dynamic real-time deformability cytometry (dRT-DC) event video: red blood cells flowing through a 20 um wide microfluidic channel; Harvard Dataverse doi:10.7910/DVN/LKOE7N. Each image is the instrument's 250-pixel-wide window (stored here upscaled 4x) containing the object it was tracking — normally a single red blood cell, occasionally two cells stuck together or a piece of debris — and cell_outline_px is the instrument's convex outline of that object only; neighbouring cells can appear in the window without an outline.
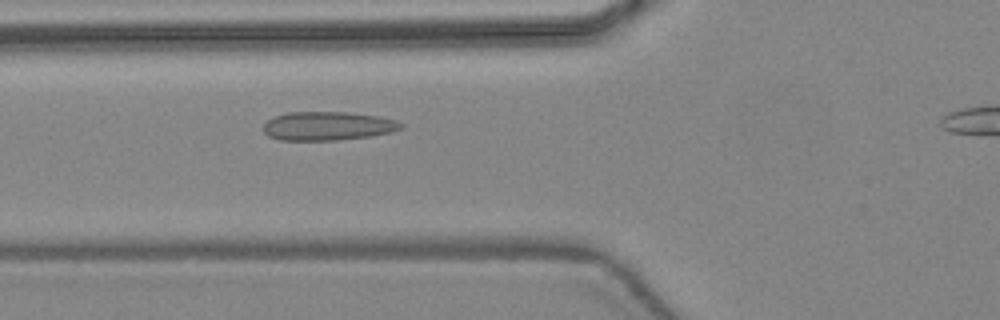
{"species": "common noctule bat (a hibernating species)", "species_latin": "Nyctalus noctula", "temperature_condition": "warm", "stored_images_in_passage": 35, "camera_frame_rate_fps": 3000, "um_per_image_px": 0.085, "animal": {"sex": "female", "body_mass_g": 24.6, "forearm_length_mm": 56.2}, "frame": {"image": 1, "passage_image": 11, "time_ms": 3.333, "image_size_px": [1000, 320], "cell_outline_px": [[404, 128], [392, 132], [372, 136], [336, 140], [280, 140], [268, 136], [264, 132], [264, 124], [268, 120], [276, 116], [288, 112], [348, 112], [380, 116], [396, 120], [404, 124]], "centroid_in_image_um": [27.91, 10.71], "position_along_channel_um": 97.9, "area_um2": 23.18}}
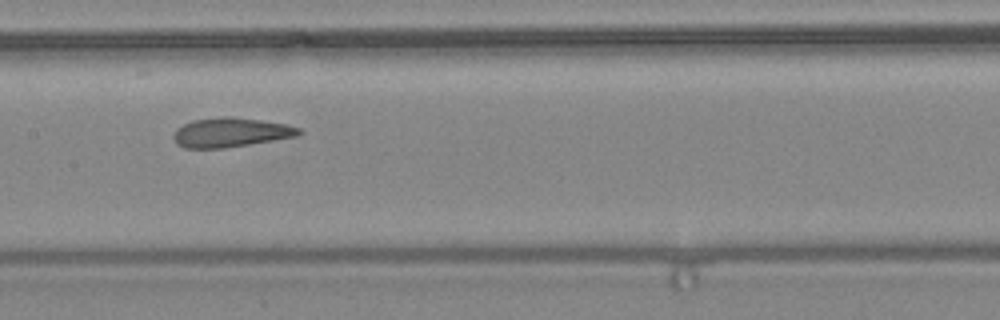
{"frame": {"image": 2, "passage_image": 17, "time_ms": 5.333, "image_size_px": [1000, 320], "cell_outline_px": [[304, 132], [296, 136], [224, 148], [184, 148], [176, 144], [172, 136], [176, 128], [192, 120], [224, 116], [232, 116], [260, 120], [284, 124], [300, 128]], "centroid_in_image_um": [19.56, 11.25], "position_along_channel_um": 187.8, "area_um2": 21.39}}
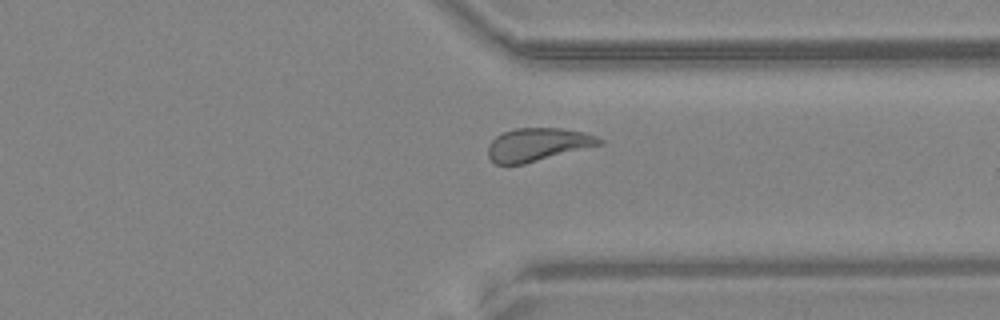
{"frame": {"image": 3, "passage_image": 29, "time_ms": 9.333, "image_size_px": [1000, 320], "cell_outline_px": [[604, 144], [524, 164], [496, 164], [488, 156], [488, 144], [496, 136], [504, 132], [516, 128], [560, 128], [584, 132], [596, 136], [604, 140]], "centroid_in_image_um": [45.73, 12.28], "position_along_channel_um": 365.7, "area_um2": 21.5}}